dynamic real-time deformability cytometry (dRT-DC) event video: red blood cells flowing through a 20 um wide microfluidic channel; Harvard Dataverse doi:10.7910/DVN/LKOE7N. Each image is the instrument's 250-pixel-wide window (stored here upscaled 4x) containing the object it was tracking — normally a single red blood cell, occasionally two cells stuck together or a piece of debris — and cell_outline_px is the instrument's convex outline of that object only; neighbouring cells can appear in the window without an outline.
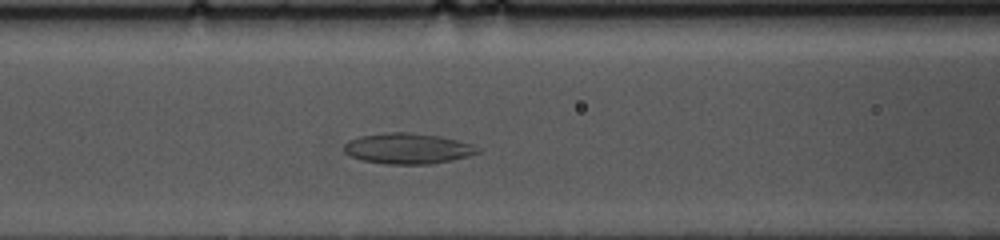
{"species": "common noctule bat (a hibernating species)", "species_latin": "Nyctalus noctula", "temperature_condition": "cold", "stored_images_in_passage": 37, "camera_frame_rate_fps": 3000, "um_per_image_px": 0.085, "animal": {"sex": "female", "body_mass_g": 10.0, "forearm_length_mm": 53.1}, "frame": {"image": 1, "passage_image": 15, "time_ms": 4.667, "image_size_px": [1000, 240], "cell_outline_px": [[476, 152], [468, 156], [452, 160], [428, 164], [388, 164], [364, 160], [352, 156], [344, 152], [344, 144], [348, 140], [360, 136], [388, 132], [408, 132], [440, 136], [456, 140], [468, 144]], "centroid_in_image_um": [34.55, 12.62], "position_along_channel_um": 132.0, "area_um2": 23.29}}
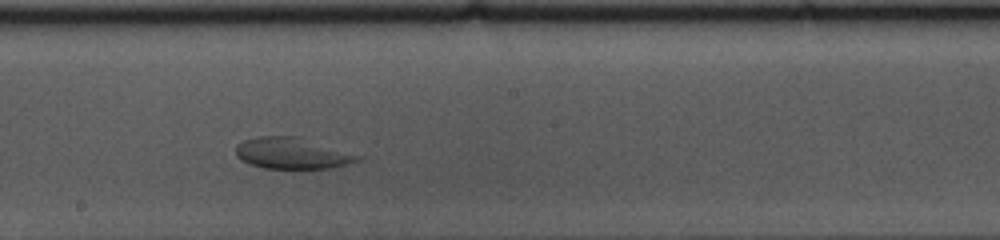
{"frame": {"image": 2, "passage_image": 23, "time_ms": 7.333, "image_size_px": [1000, 240], "cell_outline_px": [[364, 156], [360, 160], [348, 164], [332, 168], [264, 168], [252, 164], [236, 156], [236, 148], [244, 140], [256, 136], [300, 136]], "centroid_in_image_um": [24.9, 13.01], "position_along_channel_um": 223.3, "area_um2": 22.2}}
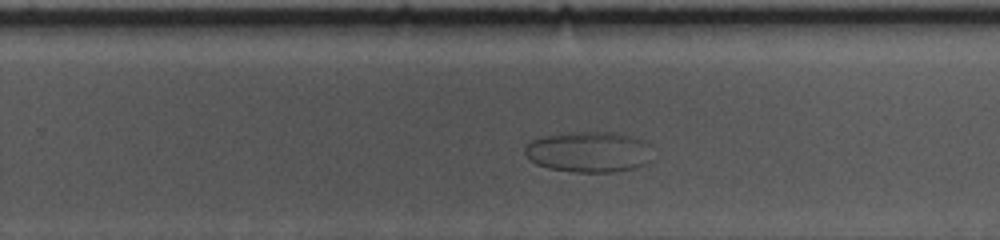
{"frame": {"image": 3, "passage_image": 28, "time_ms": 9.0, "image_size_px": [1000, 240], "cell_outline_px": [[640, 164], [616, 172], [576, 172], [548, 168], [536, 164], [524, 152], [524, 148], [532, 140], [544, 136], [568, 132], [616, 132], [628, 136], [636, 140]], "centroid_in_image_um": [49.7, 12.91], "position_along_channel_um": 280.1, "area_um2": 28.03}}